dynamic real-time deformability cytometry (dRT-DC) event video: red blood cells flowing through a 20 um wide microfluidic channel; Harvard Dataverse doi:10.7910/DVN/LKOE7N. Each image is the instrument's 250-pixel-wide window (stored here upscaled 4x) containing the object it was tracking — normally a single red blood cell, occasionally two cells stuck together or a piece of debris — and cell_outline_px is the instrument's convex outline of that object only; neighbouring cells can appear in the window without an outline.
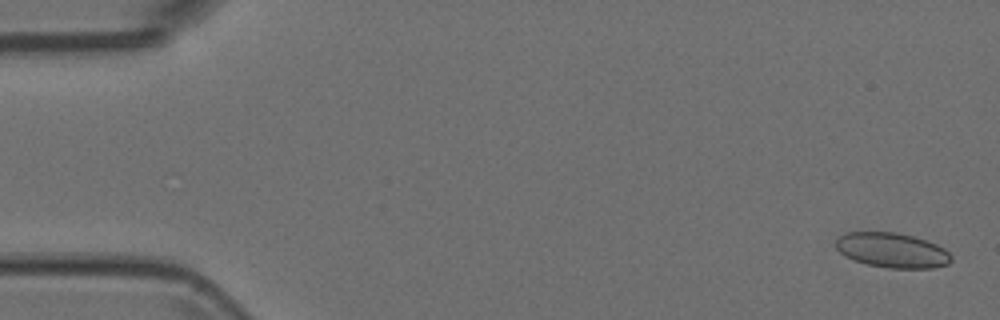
{"species": "Egyptian fruit bat (a non-hibernating species)", "species_latin": "Rousettus aegyptiacus", "temperature_condition": "room temperature", "stored_images_in_passage": 5, "camera_frame_rate_fps": 3000, "um_per_image_px": 0.085, "animal": {"sex": "female"}, "frame": {"image": 1, "passage_image": 1, "time_ms": 0.0, "image_size_px": [1000, 320], "cell_outline_px": [[952, 260], [948, 264], [932, 268], [888, 268], [868, 264], [856, 260], [840, 252], [836, 248], [836, 240], [844, 232], [896, 232], [912, 236], [936, 244], [944, 248], [952, 256]], "centroid_in_image_um": [75.85, 21.27], "position_along_channel_um": 9.2, "area_um2": 23.24}}